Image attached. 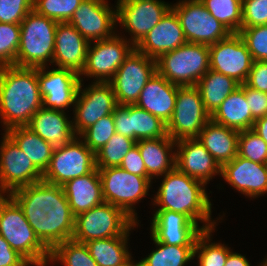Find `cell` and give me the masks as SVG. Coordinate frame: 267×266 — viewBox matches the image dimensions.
Instances as JSON below:
<instances>
[{
	"mask_svg": "<svg viewBox=\"0 0 267 266\" xmlns=\"http://www.w3.org/2000/svg\"><path fill=\"white\" fill-rule=\"evenodd\" d=\"M20 44V24L0 22V67L15 65Z\"/></svg>",
	"mask_w": 267,
	"mask_h": 266,
	"instance_id": "cell-43",
	"label": "cell"
},
{
	"mask_svg": "<svg viewBox=\"0 0 267 266\" xmlns=\"http://www.w3.org/2000/svg\"><path fill=\"white\" fill-rule=\"evenodd\" d=\"M220 176L235 190L251 199L267 193V164L237 155L221 166Z\"/></svg>",
	"mask_w": 267,
	"mask_h": 266,
	"instance_id": "cell-21",
	"label": "cell"
},
{
	"mask_svg": "<svg viewBox=\"0 0 267 266\" xmlns=\"http://www.w3.org/2000/svg\"><path fill=\"white\" fill-rule=\"evenodd\" d=\"M88 87L80 82L73 107V130L79 136L99 119L112 114L118 106L113 88L109 82H91Z\"/></svg>",
	"mask_w": 267,
	"mask_h": 266,
	"instance_id": "cell-14",
	"label": "cell"
},
{
	"mask_svg": "<svg viewBox=\"0 0 267 266\" xmlns=\"http://www.w3.org/2000/svg\"><path fill=\"white\" fill-rule=\"evenodd\" d=\"M210 69L244 84L251 70L253 59L247 45L238 33L209 45Z\"/></svg>",
	"mask_w": 267,
	"mask_h": 266,
	"instance_id": "cell-19",
	"label": "cell"
},
{
	"mask_svg": "<svg viewBox=\"0 0 267 266\" xmlns=\"http://www.w3.org/2000/svg\"><path fill=\"white\" fill-rule=\"evenodd\" d=\"M42 173L47 170L54 147L32 132L28 127H14L6 132Z\"/></svg>",
	"mask_w": 267,
	"mask_h": 266,
	"instance_id": "cell-34",
	"label": "cell"
},
{
	"mask_svg": "<svg viewBox=\"0 0 267 266\" xmlns=\"http://www.w3.org/2000/svg\"><path fill=\"white\" fill-rule=\"evenodd\" d=\"M119 167L131 174L148 177L146 167L137 144L125 155Z\"/></svg>",
	"mask_w": 267,
	"mask_h": 266,
	"instance_id": "cell-49",
	"label": "cell"
},
{
	"mask_svg": "<svg viewBox=\"0 0 267 266\" xmlns=\"http://www.w3.org/2000/svg\"><path fill=\"white\" fill-rule=\"evenodd\" d=\"M135 140L115 133L96 154V168L120 166L129 150L136 145Z\"/></svg>",
	"mask_w": 267,
	"mask_h": 266,
	"instance_id": "cell-39",
	"label": "cell"
},
{
	"mask_svg": "<svg viewBox=\"0 0 267 266\" xmlns=\"http://www.w3.org/2000/svg\"><path fill=\"white\" fill-rule=\"evenodd\" d=\"M267 25V0H242V27Z\"/></svg>",
	"mask_w": 267,
	"mask_h": 266,
	"instance_id": "cell-46",
	"label": "cell"
},
{
	"mask_svg": "<svg viewBox=\"0 0 267 266\" xmlns=\"http://www.w3.org/2000/svg\"><path fill=\"white\" fill-rule=\"evenodd\" d=\"M115 132L135 141L167 136V124L133 105H118L113 112Z\"/></svg>",
	"mask_w": 267,
	"mask_h": 266,
	"instance_id": "cell-20",
	"label": "cell"
},
{
	"mask_svg": "<svg viewBox=\"0 0 267 266\" xmlns=\"http://www.w3.org/2000/svg\"><path fill=\"white\" fill-rule=\"evenodd\" d=\"M209 69V45L206 44L186 42L156 59L157 72L179 86H196Z\"/></svg>",
	"mask_w": 267,
	"mask_h": 266,
	"instance_id": "cell-6",
	"label": "cell"
},
{
	"mask_svg": "<svg viewBox=\"0 0 267 266\" xmlns=\"http://www.w3.org/2000/svg\"><path fill=\"white\" fill-rule=\"evenodd\" d=\"M129 236H116L86 242L98 266H128L133 260L128 250Z\"/></svg>",
	"mask_w": 267,
	"mask_h": 266,
	"instance_id": "cell-33",
	"label": "cell"
},
{
	"mask_svg": "<svg viewBox=\"0 0 267 266\" xmlns=\"http://www.w3.org/2000/svg\"><path fill=\"white\" fill-rule=\"evenodd\" d=\"M252 130L257 133L267 144V116L254 121Z\"/></svg>",
	"mask_w": 267,
	"mask_h": 266,
	"instance_id": "cell-52",
	"label": "cell"
},
{
	"mask_svg": "<svg viewBox=\"0 0 267 266\" xmlns=\"http://www.w3.org/2000/svg\"><path fill=\"white\" fill-rule=\"evenodd\" d=\"M175 166L184 174L203 182L205 185L215 175H221V166L197 138L176 141Z\"/></svg>",
	"mask_w": 267,
	"mask_h": 266,
	"instance_id": "cell-23",
	"label": "cell"
},
{
	"mask_svg": "<svg viewBox=\"0 0 267 266\" xmlns=\"http://www.w3.org/2000/svg\"><path fill=\"white\" fill-rule=\"evenodd\" d=\"M238 34L247 45L253 61H267V25L241 28Z\"/></svg>",
	"mask_w": 267,
	"mask_h": 266,
	"instance_id": "cell-44",
	"label": "cell"
},
{
	"mask_svg": "<svg viewBox=\"0 0 267 266\" xmlns=\"http://www.w3.org/2000/svg\"><path fill=\"white\" fill-rule=\"evenodd\" d=\"M117 24L131 36L127 40L136 47L171 8L164 0H118Z\"/></svg>",
	"mask_w": 267,
	"mask_h": 266,
	"instance_id": "cell-15",
	"label": "cell"
},
{
	"mask_svg": "<svg viewBox=\"0 0 267 266\" xmlns=\"http://www.w3.org/2000/svg\"><path fill=\"white\" fill-rule=\"evenodd\" d=\"M247 103L245 84H240L211 115V120L239 132L252 129L255 119Z\"/></svg>",
	"mask_w": 267,
	"mask_h": 266,
	"instance_id": "cell-31",
	"label": "cell"
},
{
	"mask_svg": "<svg viewBox=\"0 0 267 266\" xmlns=\"http://www.w3.org/2000/svg\"><path fill=\"white\" fill-rule=\"evenodd\" d=\"M105 202L122 209L138 223L135 204L149 195L152 180L116 167L98 168Z\"/></svg>",
	"mask_w": 267,
	"mask_h": 266,
	"instance_id": "cell-8",
	"label": "cell"
},
{
	"mask_svg": "<svg viewBox=\"0 0 267 266\" xmlns=\"http://www.w3.org/2000/svg\"><path fill=\"white\" fill-rule=\"evenodd\" d=\"M43 174L6 133L0 143V194L41 181Z\"/></svg>",
	"mask_w": 267,
	"mask_h": 266,
	"instance_id": "cell-16",
	"label": "cell"
},
{
	"mask_svg": "<svg viewBox=\"0 0 267 266\" xmlns=\"http://www.w3.org/2000/svg\"><path fill=\"white\" fill-rule=\"evenodd\" d=\"M66 114V112L41 107L26 127L54 148H59L77 137L73 130V121L69 120Z\"/></svg>",
	"mask_w": 267,
	"mask_h": 266,
	"instance_id": "cell-27",
	"label": "cell"
},
{
	"mask_svg": "<svg viewBox=\"0 0 267 266\" xmlns=\"http://www.w3.org/2000/svg\"><path fill=\"white\" fill-rule=\"evenodd\" d=\"M47 68H37L42 107L65 112L71 105L74 107L81 79L69 69Z\"/></svg>",
	"mask_w": 267,
	"mask_h": 266,
	"instance_id": "cell-17",
	"label": "cell"
},
{
	"mask_svg": "<svg viewBox=\"0 0 267 266\" xmlns=\"http://www.w3.org/2000/svg\"><path fill=\"white\" fill-rule=\"evenodd\" d=\"M246 86L267 93V61H253Z\"/></svg>",
	"mask_w": 267,
	"mask_h": 266,
	"instance_id": "cell-47",
	"label": "cell"
},
{
	"mask_svg": "<svg viewBox=\"0 0 267 266\" xmlns=\"http://www.w3.org/2000/svg\"><path fill=\"white\" fill-rule=\"evenodd\" d=\"M206 111L212 115L228 95L234 92L240 83L235 79L209 69L196 84Z\"/></svg>",
	"mask_w": 267,
	"mask_h": 266,
	"instance_id": "cell-32",
	"label": "cell"
},
{
	"mask_svg": "<svg viewBox=\"0 0 267 266\" xmlns=\"http://www.w3.org/2000/svg\"><path fill=\"white\" fill-rule=\"evenodd\" d=\"M108 0H83L69 23L89 42L113 37L117 25V9Z\"/></svg>",
	"mask_w": 267,
	"mask_h": 266,
	"instance_id": "cell-18",
	"label": "cell"
},
{
	"mask_svg": "<svg viewBox=\"0 0 267 266\" xmlns=\"http://www.w3.org/2000/svg\"><path fill=\"white\" fill-rule=\"evenodd\" d=\"M0 235L32 266L49 264L50 251L40 242L23 210L9 194H0Z\"/></svg>",
	"mask_w": 267,
	"mask_h": 266,
	"instance_id": "cell-4",
	"label": "cell"
},
{
	"mask_svg": "<svg viewBox=\"0 0 267 266\" xmlns=\"http://www.w3.org/2000/svg\"><path fill=\"white\" fill-rule=\"evenodd\" d=\"M245 98L255 120L267 116L266 92L257 91L245 85Z\"/></svg>",
	"mask_w": 267,
	"mask_h": 266,
	"instance_id": "cell-48",
	"label": "cell"
},
{
	"mask_svg": "<svg viewBox=\"0 0 267 266\" xmlns=\"http://www.w3.org/2000/svg\"><path fill=\"white\" fill-rule=\"evenodd\" d=\"M113 113L99 119L95 124L85 129L78 137L95 154L110 140L115 134Z\"/></svg>",
	"mask_w": 267,
	"mask_h": 266,
	"instance_id": "cell-40",
	"label": "cell"
},
{
	"mask_svg": "<svg viewBox=\"0 0 267 266\" xmlns=\"http://www.w3.org/2000/svg\"><path fill=\"white\" fill-rule=\"evenodd\" d=\"M83 0H34L33 9L57 22H69Z\"/></svg>",
	"mask_w": 267,
	"mask_h": 266,
	"instance_id": "cell-41",
	"label": "cell"
},
{
	"mask_svg": "<svg viewBox=\"0 0 267 266\" xmlns=\"http://www.w3.org/2000/svg\"><path fill=\"white\" fill-rule=\"evenodd\" d=\"M162 177L157 194L151 199L153 205L159 207L156 210L182 213L203 231L217 226L218 222L211 217L212 203L203 182L184 174L176 166Z\"/></svg>",
	"mask_w": 267,
	"mask_h": 266,
	"instance_id": "cell-3",
	"label": "cell"
},
{
	"mask_svg": "<svg viewBox=\"0 0 267 266\" xmlns=\"http://www.w3.org/2000/svg\"><path fill=\"white\" fill-rule=\"evenodd\" d=\"M178 87L156 71L142 89L135 105L167 124L174 112Z\"/></svg>",
	"mask_w": 267,
	"mask_h": 266,
	"instance_id": "cell-26",
	"label": "cell"
},
{
	"mask_svg": "<svg viewBox=\"0 0 267 266\" xmlns=\"http://www.w3.org/2000/svg\"><path fill=\"white\" fill-rule=\"evenodd\" d=\"M239 134V131L210 119L196 138L222 166L238 155Z\"/></svg>",
	"mask_w": 267,
	"mask_h": 266,
	"instance_id": "cell-30",
	"label": "cell"
},
{
	"mask_svg": "<svg viewBox=\"0 0 267 266\" xmlns=\"http://www.w3.org/2000/svg\"><path fill=\"white\" fill-rule=\"evenodd\" d=\"M42 107L37 68L0 67V120L2 130L27 126Z\"/></svg>",
	"mask_w": 267,
	"mask_h": 266,
	"instance_id": "cell-2",
	"label": "cell"
},
{
	"mask_svg": "<svg viewBox=\"0 0 267 266\" xmlns=\"http://www.w3.org/2000/svg\"><path fill=\"white\" fill-rule=\"evenodd\" d=\"M9 195L18 203L36 236L50 252L58 244L72 239L75 216L62 186L41 180Z\"/></svg>",
	"mask_w": 267,
	"mask_h": 266,
	"instance_id": "cell-1",
	"label": "cell"
},
{
	"mask_svg": "<svg viewBox=\"0 0 267 266\" xmlns=\"http://www.w3.org/2000/svg\"><path fill=\"white\" fill-rule=\"evenodd\" d=\"M156 71V59L134 48L109 81L118 105L135 104Z\"/></svg>",
	"mask_w": 267,
	"mask_h": 266,
	"instance_id": "cell-13",
	"label": "cell"
},
{
	"mask_svg": "<svg viewBox=\"0 0 267 266\" xmlns=\"http://www.w3.org/2000/svg\"><path fill=\"white\" fill-rule=\"evenodd\" d=\"M214 230H204L197 237L194 256L198 257V266H225L231 248L221 242H211Z\"/></svg>",
	"mask_w": 267,
	"mask_h": 266,
	"instance_id": "cell-36",
	"label": "cell"
},
{
	"mask_svg": "<svg viewBox=\"0 0 267 266\" xmlns=\"http://www.w3.org/2000/svg\"><path fill=\"white\" fill-rule=\"evenodd\" d=\"M58 22L30 11L20 23V44L15 66L39 68L52 64Z\"/></svg>",
	"mask_w": 267,
	"mask_h": 266,
	"instance_id": "cell-5",
	"label": "cell"
},
{
	"mask_svg": "<svg viewBox=\"0 0 267 266\" xmlns=\"http://www.w3.org/2000/svg\"><path fill=\"white\" fill-rule=\"evenodd\" d=\"M136 144L151 180L159 179L158 177H162L175 167L176 141L168 135L161 138L141 139Z\"/></svg>",
	"mask_w": 267,
	"mask_h": 266,
	"instance_id": "cell-29",
	"label": "cell"
},
{
	"mask_svg": "<svg viewBox=\"0 0 267 266\" xmlns=\"http://www.w3.org/2000/svg\"><path fill=\"white\" fill-rule=\"evenodd\" d=\"M171 8L180 20L187 42L211 45L231 34L200 0H179Z\"/></svg>",
	"mask_w": 267,
	"mask_h": 266,
	"instance_id": "cell-11",
	"label": "cell"
},
{
	"mask_svg": "<svg viewBox=\"0 0 267 266\" xmlns=\"http://www.w3.org/2000/svg\"><path fill=\"white\" fill-rule=\"evenodd\" d=\"M119 34L121 35L116 33L111 38L90 42L86 64L79 75L82 82L83 75L94 78V82H109L112 79L120 65L135 48L126 36Z\"/></svg>",
	"mask_w": 267,
	"mask_h": 266,
	"instance_id": "cell-12",
	"label": "cell"
},
{
	"mask_svg": "<svg viewBox=\"0 0 267 266\" xmlns=\"http://www.w3.org/2000/svg\"><path fill=\"white\" fill-rule=\"evenodd\" d=\"M0 266H32L0 235Z\"/></svg>",
	"mask_w": 267,
	"mask_h": 266,
	"instance_id": "cell-50",
	"label": "cell"
},
{
	"mask_svg": "<svg viewBox=\"0 0 267 266\" xmlns=\"http://www.w3.org/2000/svg\"><path fill=\"white\" fill-rule=\"evenodd\" d=\"M156 249L140 260L139 266H185L194 260L195 246L169 245L158 242L152 235Z\"/></svg>",
	"mask_w": 267,
	"mask_h": 266,
	"instance_id": "cell-35",
	"label": "cell"
},
{
	"mask_svg": "<svg viewBox=\"0 0 267 266\" xmlns=\"http://www.w3.org/2000/svg\"><path fill=\"white\" fill-rule=\"evenodd\" d=\"M34 0H0V22L20 24L33 10Z\"/></svg>",
	"mask_w": 267,
	"mask_h": 266,
	"instance_id": "cell-45",
	"label": "cell"
},
{
	"mask_svg": "<svg viewBox=\"0 0 267 266\" xmlns=\"http://www.w3.org/2000/svg\"><path fill=\"white\" fill-rule=\"evenodd\" d=\"M135 261H132L128 266H139L138 263H134Z\"/></svg>",
	"mask_w": 267,
	"mask_h": 266,
	"instance_id": "cell-54",
	"label": "cell"
},
{
	"mask_svg": "<svg viewBox=\"0 0 267 266\" xmlns=\"http://www.w3.org/2000/svg\"><path fill=\"white\" fill-rule=\"evenodd\" d=\"M186 42L180 20L170 8L135 48L146 56L157 59L161 54L173 51Z\"/></svg>",
	"mask_w": 267,
	"mask_h": 266,
	"instance_id": "cell-25",
	"label": "cell"
},
{
	"mask_svg": "<svg viewBox=\"0 0 267 266\" xmlns=\"http://www.w3.org/2000/svg\"><path fill=\"white\" fill-rule=\"evenodd\" d=\"M56 261L63 266H98L86 244L73 239L58 244L50 252L49 263Z\"/></svg>",
	"mask_w": 267,
	"mask_h": 266,
	"instance_id": "cell-37",
	"label": "cell"
},
{
	"mask_svg": "<svg viewBox=\"0 0 267 266\" xmlns=\"http://www.w3.org/2000/svg\"><path fill=\"white\" fill-rule=\"evenodd\" d=\"M74 216L105 202L98 168L62 185Z\"/></svg>",
	"mask_w": 267,
	"mask_h": 266,
	"instance_id": "cell-28",
	"label": "cell"
},
{
	"mask_svg": "<svg viewBox=\"0 0 267 266\" xmlns=\"http://www.w3.org/2000/svg\"><path fill=\"white\" fill-rule=\"evenodd\" d=\"M210 119L199 89L196 86H179L174 112L167 123V134L175 141L196 138Z\"/></svg>",
	"mask_w": 267,
	"mask_h": 266,
	"instance_id": "cell-9",
	"label": "cell"
},
{
	"mask_svg": "<svg viewBox=\"0 0 267 266\" xmlns=\"http://www.w3.org/2000/svg\"><path fill=\"white\" fill-rule=\"evenodd\" d=\"M209 13L231 33L242 27V0H200Z\"/></svg>",
	"mask_w": 267,
	"mask_h": 266,
	"instance_id": "cell-38",
	"label": "cell"
},
{
	"mask_svg": "<svg viewBox=\"0 0 267 266\" xmlns=\"http://www.w3.org/2000/svg\"><path fill=\"white\" fill-rule=\"evenodd\" d=\"M238 155L256 163L267 164V144L252 129L240 131Z\"/></svg>",
	"mask_w": 267,
	"mask_h": 266,
	"instance_id": "cell-42",
	"label": "cell"
},
{
	"mask_svg": "<svg viewBox=\"0 0 267 266\" xmlns=\"http://www.w3.org/2000/svg\"><path fill=\"white\" fill-rule=\"evenodd\" d=\"M151 220L150 235L164 244L195 246L203 232L186 215L171 210H156Z\"/></svg>",
	"mask_w": 267,
	"mask_h": 266,
	"instance_id": "cell-22",
	"label": "cell"
},
{
	"mask_svg": "<svg viewBox=\"0 0 267 266\" xmlns=\"http://www.w3.org/2000/svg\"><path fill=\"white\" fill-rule=\"evenodd\" d=\"M89 44L90 42L72 24L58 22L52 65L72 70L80 75L86 64Z\"/></svg>",
	"mask_w": 267,
	"mask_h": 266,
	"instance_id": "cell-24",
	"label": "cell"
},
{
	"mask_svg": "<svg viewBox=\"0 0 267 266\" xmlns=\"http://www.w3.org/2000/svg\"><path fill=\"white\" fill-rule=\"evenodd\" d=\"M95 168V153L77 136L69 144L54 148L42 180L62 186L69 180L92 172Z\"/></svg>",
	"mask_w": 267,
	"mask_h": 266,
	"instance_id": "cell-10",
	"label": "cell"
},
{
	"mask_svg": "<svg viewBox=\"0 0 267 266\" xmlns=\"http://www.w3.org/2000/svg\"><path fill=\"white\" fill-rule=\"evenodd\" d=\"M136 223L122 209L103 202L88 211L75 216V229L72 239L86 243L91 240L129 236Z\"/></svg>",
	"mask_w": 267,
	"mask_h": 266,
	"instance_id": "cell-7",
	"label": "cell"
},
{
	"mask_svg": "<svg viewBox=\"0 0 267 266\" xmlns=\"http://www.w3.org/2000/svg\"><path fill=\"white\" fill-rule=\"evenodd\" d=\"M263 262L260 263V266H267V258L262 260Z\"/></svg>",
	"mask_w": 267,
	"mask_h": 266,
	"instance_id": "cell-53",
	"label": "cell"
},
{
	"mask_svg": "<svg viewBox=\"0 0 267 266\" xmlns=\"http://www.w3.org/2000/svg\"><path fill=\"white\" fill-rule=\"evenodd\" d=\"M225 266H251L250 262L245 255L232 252H229Z\"/></svg>",
	"mask_w": 267,
	"mask_h": 266,
	"instance_id": "cell-51",
	"label": "cell"
}]
</instances>
